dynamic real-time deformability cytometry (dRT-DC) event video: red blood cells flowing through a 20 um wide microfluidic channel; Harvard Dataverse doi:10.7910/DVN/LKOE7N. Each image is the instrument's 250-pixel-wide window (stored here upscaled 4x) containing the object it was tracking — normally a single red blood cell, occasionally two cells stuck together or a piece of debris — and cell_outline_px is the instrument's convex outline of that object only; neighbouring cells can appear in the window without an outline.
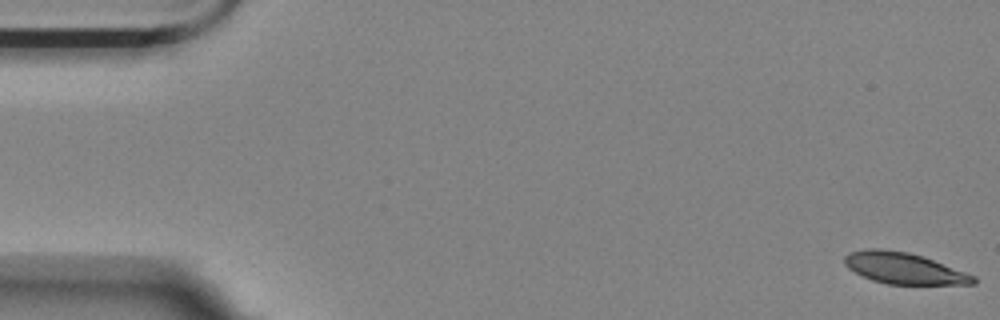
{"species": "Egyptian fruit bat (a non-hibernating species)", "species_latin": "Rousettus aegyptiacus", "temperature_condition": "room temperature", "stored_images_in_passage": 17, "camera_frame_rate_fps": 3000, "um_per_image_px": 0.085, "animal": {"sex": "female"}, "frame": {"image": 1, "passage_image": 1, "time_ms": 0.0, "image_size_px": [1000, 320], "cell_outline_px": [[976, 284], [888, 284], [872, 280], [848, 268], [844, 264], [844, 256], [848, 252], [868, 248], [880, 248], [908, 252], [924, 256], [976, 276]], "centroid_in_image_um": [76.83, 22.79], "position_along_channel_um": 8.2, "area_um2": 23.52}}